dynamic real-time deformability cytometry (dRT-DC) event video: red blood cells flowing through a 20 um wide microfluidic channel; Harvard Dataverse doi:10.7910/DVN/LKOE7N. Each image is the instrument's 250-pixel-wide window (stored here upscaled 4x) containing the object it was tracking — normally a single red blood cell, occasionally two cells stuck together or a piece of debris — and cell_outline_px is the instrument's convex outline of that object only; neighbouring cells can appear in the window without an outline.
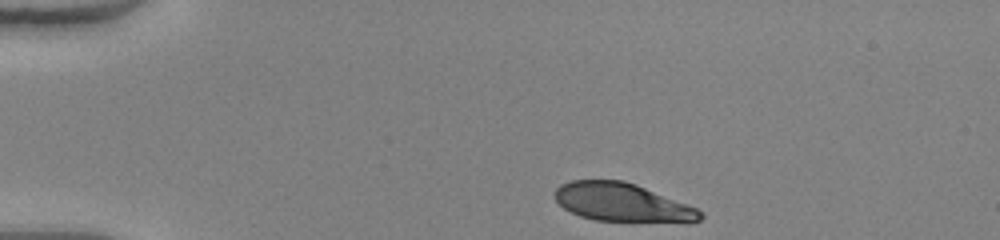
{"species": "human", "species_latin": "Homo sapiens", "temperature_condition": "warm", "stored_images_in_passage": 30, "camera_frame_rate_fps": 3000, "um_per_image_px": 0.085, "donor": {"sex": "female"}, "frame": {"image": 1, "passage_image": 1, "time_ms": 0.0, "image_size_px": [1000, 240], "cell_outline_px": [[704, 216], [700, 220], [688, 224], [596, 220], [580, 216], [564, 208], [556, 200], [552, 192], [560, 184], [572, 180], [624, 180], [636, 184], [696, 208], [704, 212]], "centroid_in_image_um": [52.94, 17.23], "position_along_channel_um": 32.1, "area_um2": 33.12}}
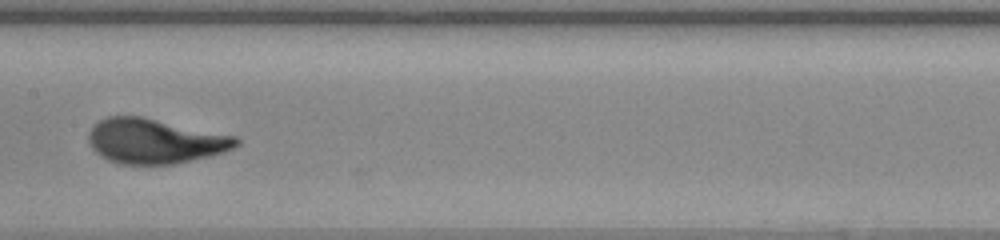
{"frame": {"image": 2, "passage_image": 18, "time_ms": 5.667, "image_size_px": [1000, 240], "cell_outline_px": [[240, 144], [224, 152], [176, 164], [120, 164], [108, 160], [100, 156], [92, 148], [88, 140], [88, 132], [100, 120], [108, 116], [140, 116], [236, 136], [240, 140]], "centroid_in_image_um": [13.16, 12.0], "position_along_channel_um": 194.2, "area_um2": 38.44}}
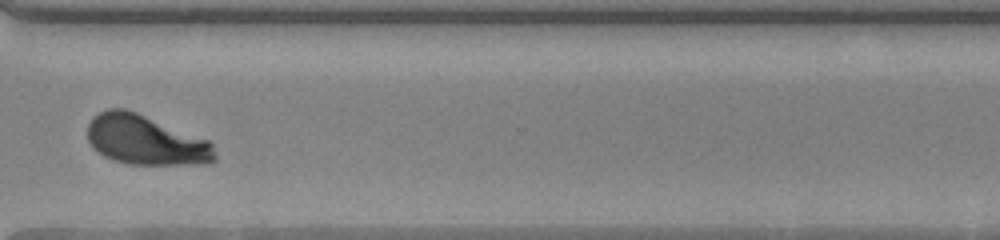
{"frame": {"image": 3, "passage_image": 30, "time_ms": 9.667, "image_size_px": [1000, 240], "cell_outline_px": [[216, 160], [208, 164], [128, 164], [112, 160], [104, 156], [92, 148], [88, 140], [88, 124], [92, 116], [108, 108], [124, 108], [136, 112], [208, 140], [212, 144], [216, 156]], "centroid_in_image_um": [12.35, 11.91], "position_along_channel_um": 358.2, "area_um2": 36.93}}